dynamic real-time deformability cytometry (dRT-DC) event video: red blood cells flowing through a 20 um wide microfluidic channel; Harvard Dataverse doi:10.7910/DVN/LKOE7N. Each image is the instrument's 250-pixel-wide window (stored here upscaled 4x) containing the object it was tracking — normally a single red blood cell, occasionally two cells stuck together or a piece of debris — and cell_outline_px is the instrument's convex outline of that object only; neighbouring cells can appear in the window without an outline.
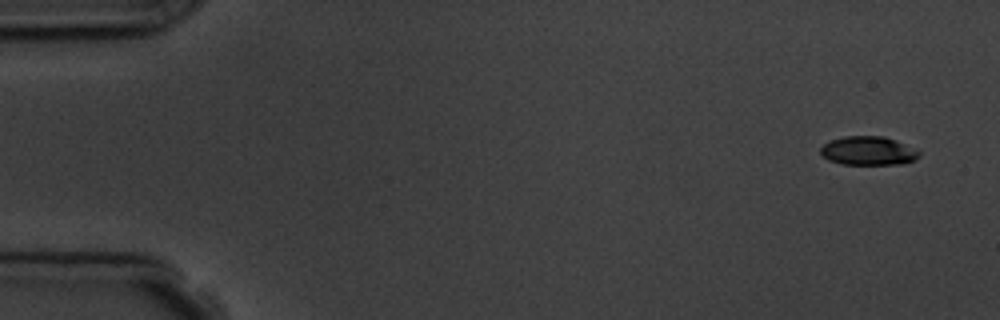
{"species": "common noctule bat (a hibernating species)", "species_latin": "Nyctalus noctula", "temperature_condition": "room temperature", "stored_images_in_passage": 5, "camera_frame_rate_fps": 3000, "um_per_image_px": 0.085, "animal": {"sex": "male", "body_mass_g": 19.5, "forearm_length_mm": 54.6}, "frame": {"image": 1, "passage_image": 1, "time_ms": 0.0, "image_size_px": [1000, 320], "cell_outline_px": [[920, 156], [916, 160], [904, 164], [840, 164], [828, 160], [820, 156], [820, 148], [824, 144], [832, 140], [844, 136], [884, 136], [896, 140], [920, 152]], "centroid_in_image_um": [73.79, 12.83], "position_along_channel_um": 11.2, "area_um2": 16.65}}
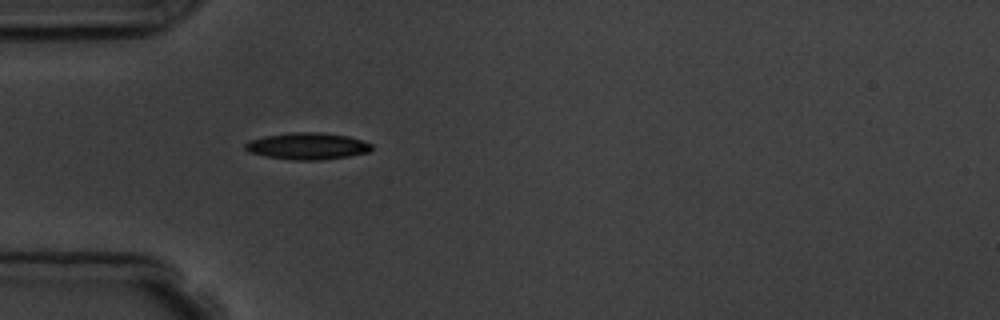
{"frame": {"image": 2, "passage_image": 5, "time_ms": 4.667, "image_size_px": [1000, 320], "cell_outline_px": [[372, 148], [368, 152], [348, 156], [320, 160], [292, 160], [268, 156], [248, 152], [244, 148], [244, 144], [248, 140], [264, 136], [292, 132], [320, 132], [348, 136], [372, 144]], "centroid_in_image_um": [26.09, 12.41], "position_along_channel_um": 58.9, "area_um2": 19.65}}